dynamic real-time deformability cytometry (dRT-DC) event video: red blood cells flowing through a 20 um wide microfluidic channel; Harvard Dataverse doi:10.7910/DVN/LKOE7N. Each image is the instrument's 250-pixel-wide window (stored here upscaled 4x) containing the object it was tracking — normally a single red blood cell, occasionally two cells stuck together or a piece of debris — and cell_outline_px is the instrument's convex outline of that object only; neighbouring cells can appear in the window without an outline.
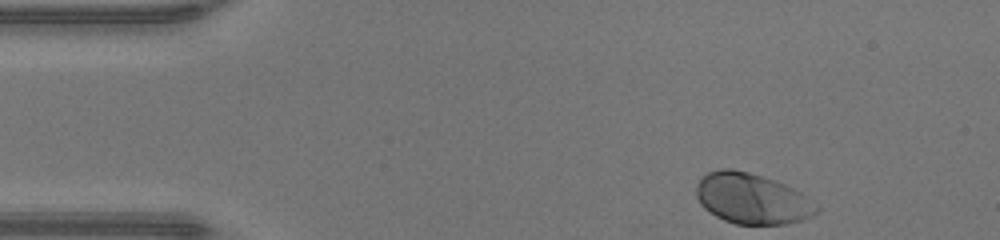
{"species": "human", "species_latin": "Homo sapiens", "temperature_condition": "warm", "stored_images_in_passage": 35, "camera_frame_rate_fps": 3000, "um_per_image_px": 0.085, "donor": {"sex": "male"}, "frame": {"image": 1, "passage_image": 1, "time_ms": 0.0, "image_size_px": [1000, 240], "cell_outline_px": [[820, 212], [812, 216], [788, 224], [736, 224], [724, 220], [716, 216], [704, 208], [700, 204], [696, 196], [696, 184], [708, 172], [720, 168], [732, 168], [748, 172], [776, 180], [800, 192], [820, 208]], "centroid_in_image_um": [63.91, 16.88], "position_along_channel_um": 21.1, "area_um2": 35.49}}
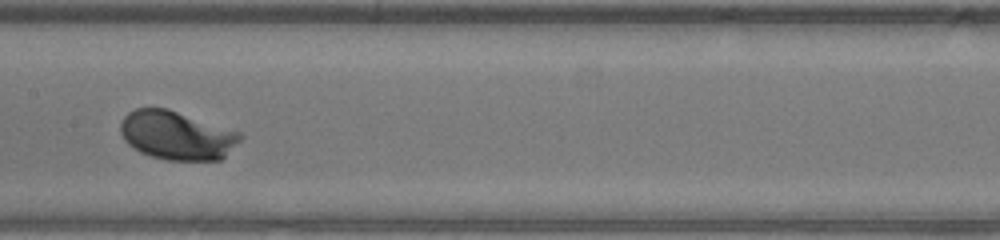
{"frame": {"image": 2, "passage_image": 19, "time_ms": 6.0, "image_size_px": [1000, 240], "cell_outline_px": [[244, 136], [220, 160], [168, 160], [152, 156], [140, 152], [128, 144], [124, 140], [120, 132], [120, 124], [124, 116], [128, 112], [136, 108], [168, 108], [240, 132]], "centroid_in_image_um": [15.0, 11.49], "position_along_channel_um": 192.4, "area_um2": 33.87}}
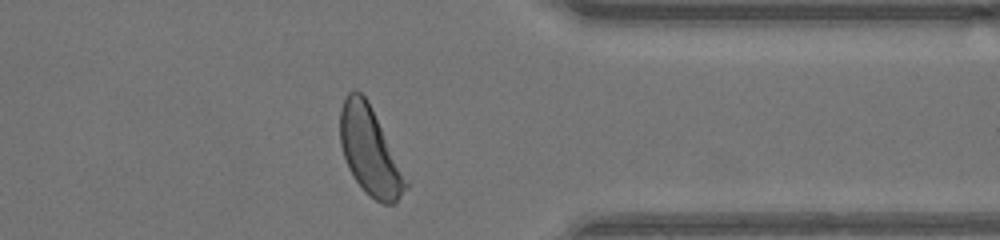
{"frame": {"image": 3, "passage_image": 33, "time_ms": 10.667, "image_size_px": [1000, 240], "cell_outline_px": [[412, 184], [396, 204], [384, 204], [376, 200], [352, 176], [348, 168], [340, 144], [340, 108], [344, 96], [348, 92], [356, 88], [368, 100]], "centroid_in_image_um": [31.49, 12.84], "position_along_channel_um": 379.9, "area_um2": 34.22}, "authors_computed_cell_mechanics": {"area_um2": 33.524, "velocity_mm_per_s": 4.2515, "shape_relaxation_time_tau1_ms": 1.0796, "shape_relaxation_time_tau2_ms": 2.8119, "deformation_change_tau1": 0.1151, "deformation_change_tau2": 0.0601}}